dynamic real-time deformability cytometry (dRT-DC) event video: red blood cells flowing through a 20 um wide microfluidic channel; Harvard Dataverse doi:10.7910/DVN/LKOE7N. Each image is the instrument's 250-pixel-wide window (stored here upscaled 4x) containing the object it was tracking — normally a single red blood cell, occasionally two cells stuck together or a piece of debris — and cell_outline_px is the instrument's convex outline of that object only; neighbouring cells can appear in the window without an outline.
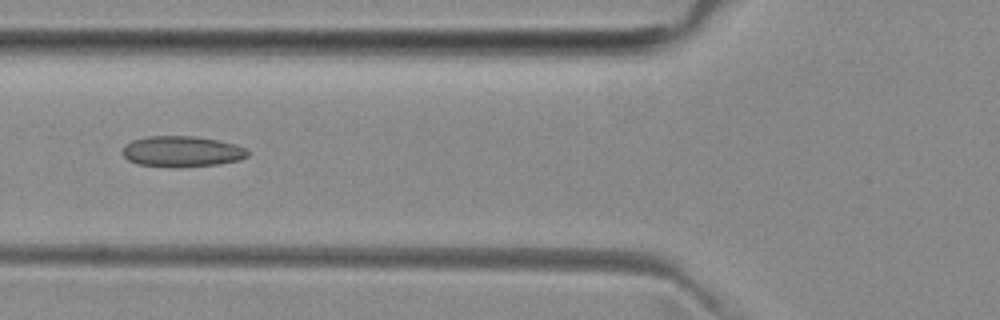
{"species": "common noctule bat (a hibernating species)", "species_latin": "Nyctalus noctula", "temperature_condition": "room temperature", "stored_images_in_passage": 5, "camera_frame_rate_fps": 3000, "um_per_image_px": 0.085, "animal": {"sex": "female", "body_mass_g": 29.2, "forearm_length_mm": 56.3}, "frame": {"image": 1, "passage_image": 4, "time_ms": 4.333, "image_size_px": [1000, 320], "cell_outline_px": [[248, 156], [240, 160], [220, 164], [180, 168], [172, 168], [136, 164], [128, 160], [120, 152], [124, 144], [132, 140], [148, 136], [196, 136], [236, 144], [244, 148], [248, 152]], "centroid_in_image_um": [15.42, 12.89], "position_along_channel_um": 110.4, "area_um2": 22.95}}
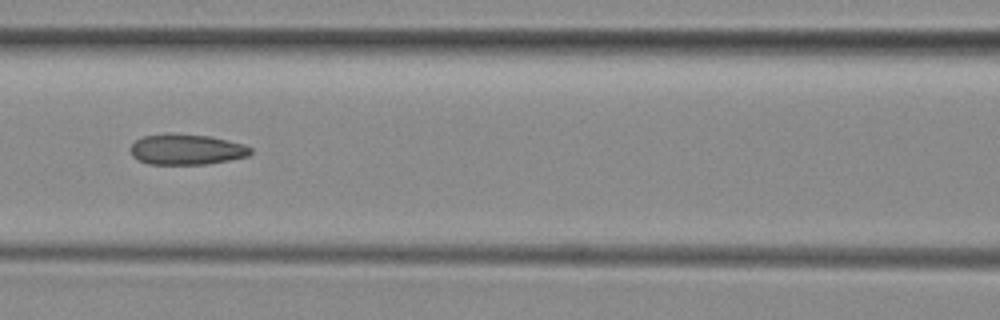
{"frame": {"image": 2, "passage_image": 5, "time_ms": 5.333, "image_size_px": [1000, 320], "cell_outline_px": [[252, 152], [248, 156], [228, 160], [204, 164], [148, 164], [132, 156], [132, 144], [136, 140], [144, 136], [164, 132], [176, 132], [208, 136], [244, 144], [252, 148]], "centroid_in_image_um": [15.85, 12.68], "position_along_channel_um": 150.8, "area_um2": 21.5}}